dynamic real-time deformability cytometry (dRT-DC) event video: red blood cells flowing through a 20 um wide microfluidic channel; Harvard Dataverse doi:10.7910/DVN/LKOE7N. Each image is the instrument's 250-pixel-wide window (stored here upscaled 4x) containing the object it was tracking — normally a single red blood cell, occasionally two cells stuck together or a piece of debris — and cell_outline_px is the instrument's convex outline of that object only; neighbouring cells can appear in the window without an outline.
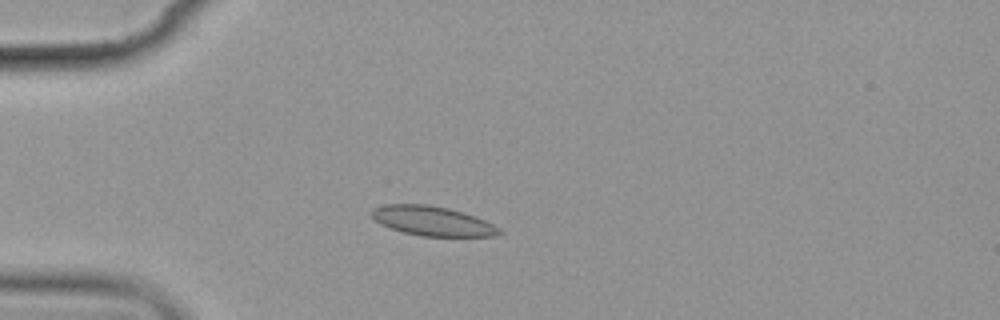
{"species": "common noctule bat (a hibernating species)", "species_latin": "Nyctalus noctula", "temperature_condition": "cold", "stored_images_in_passage": 12, "camera_frame_rate_fps": 3000, "um_per_image_px": 0.085, "animal": {"sex": "female", "body_mass_g": 19.9}, "frame": {"image": 1, "passage_image": 3, "time_ms": 3.333, "image_size_px": [1000, 320], "cell_outline_px": [[504, 232], [496, 236], [420, 236], [404, 232], [380, 224], [372, 216], [372, 208], [384, 204], [428, 204], [448, 208], [464, 212], [484, 220], [500, 228]], "centroid_in_image_um": [36.77, 18.78], "position_along_channel_um": 48.2, "area_um2": 21.91}}
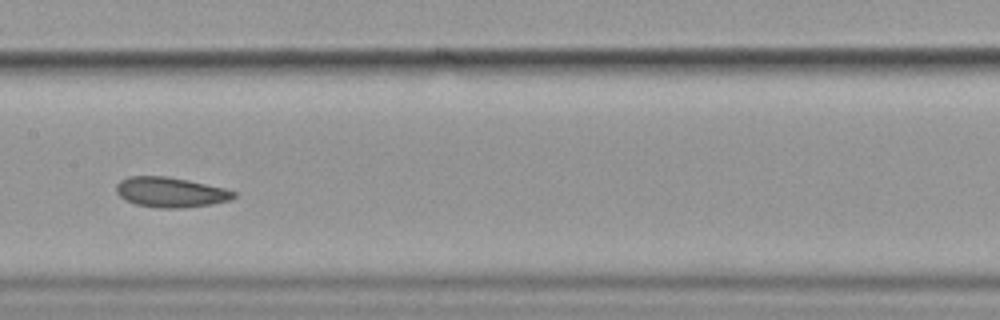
{"frame": {"image": 2, "passage_image": 7, "time_ms": 8.0, "image_size_px": [1000, 320], "cell_outline_px": [[236, 196], [228, 200], [212, 204], [184, 208], [156, 208], [136, 204], [124, 200], [116, 192], [116, 184], [120, 180], [128, 176], [168, 176], [188, 180], [224, 188], [236, 192]], "centroid_in_image_um": [14.46, 16.34], "position_along_channel_um": 192.9, "area_um2": 20.69}}
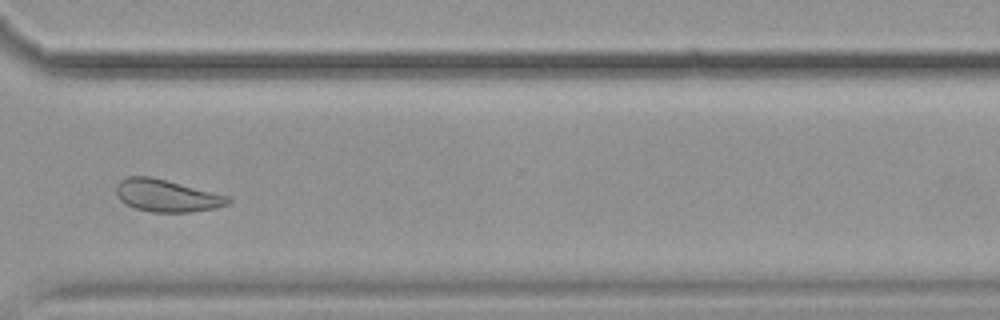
{"frame": {"image": 3, "passage_image": 11, "time_ms": 12.667, "image_size_px": [1000, 320], "cell_outline_px": [[232, 200], [228, 204], [216, 208], [192, 212], [152, 212], [136, 208], [120, 200], [116, 196], [116, 184], [120, 180], [128, 176], [152, 176], [228, 196]], "centroid_in_image_um": [14.16, 16.62], "position_along_channel_um": 356.4, "area_um2": 21.04}, "authors_computed_cell_mechanics": {"area_um2": 20.8947, "velocity_mm_per_s": 3.4956, "shape_relaxation_time_tau1_ms": 6.528, "shape_relaxation_time_tau2_ms": 2.2121, "deformation_change_tau1": 0.0897, "deformation_change_tau2": 0.0376}}